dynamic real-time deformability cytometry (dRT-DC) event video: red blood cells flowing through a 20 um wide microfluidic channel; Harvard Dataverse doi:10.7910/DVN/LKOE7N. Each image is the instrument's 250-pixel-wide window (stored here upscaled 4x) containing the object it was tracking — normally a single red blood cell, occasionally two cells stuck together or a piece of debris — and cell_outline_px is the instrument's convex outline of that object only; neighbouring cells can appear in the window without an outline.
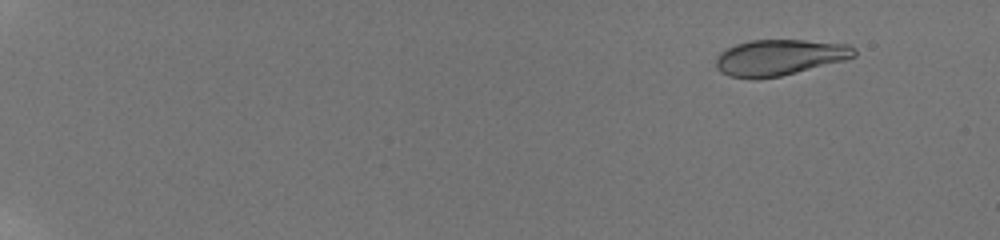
{"species": "human", "species_latin": "Homo sapiens", "temperature_condition": "room temperature", "stored_images_in_passage": 9, "camera_frame_rate_fps": 3000, "um_per_image_px": 0.085, "donor": {"sex": "male"}, "frame": {"image": 1, "passage_image": 1, "time_ms": 0.0, "image_size_px": [1000, 240], "cell_outline_px": [[856, 56], [844, 60], [780, 76], [756, 80], [752, 80], [728, 76], [720, 72], [716, 68], [716, 56], [720, 52], [736, 44], [752, 40], [804, 40], [848, 44], [856, 48]], "centroid_in_image_um": [66.22, 4.89], "position_along_channel_um": 18.8, "area_um2": 29.13}}
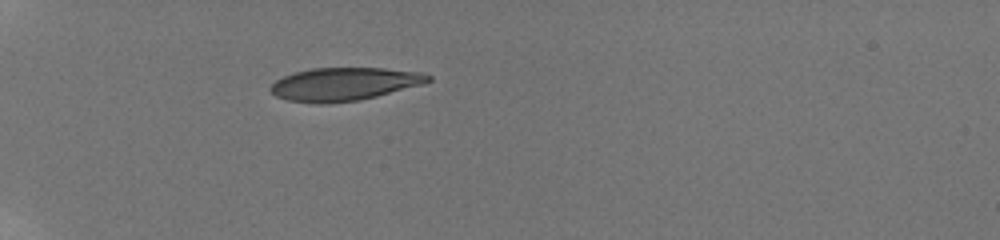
{"frame": {"image": 2, "passage_image": 6, "time_ms": 5.0, "image_size_px": [1000, 240], "cell_outline_px": [[432, 80], [420, 84], [376, 96], [356, 100], [324, 104], [316, 104], [288, 100], [276, 96], [268, 88], [276, 80], [284, 76], [296, 72], [312, 68], [384, 68], [424, 72], [432, 76]], "centroid_in_image_um": [29.24, 7.14], "position_along_channel_um": 55.8, "area_um2": 30.17}}